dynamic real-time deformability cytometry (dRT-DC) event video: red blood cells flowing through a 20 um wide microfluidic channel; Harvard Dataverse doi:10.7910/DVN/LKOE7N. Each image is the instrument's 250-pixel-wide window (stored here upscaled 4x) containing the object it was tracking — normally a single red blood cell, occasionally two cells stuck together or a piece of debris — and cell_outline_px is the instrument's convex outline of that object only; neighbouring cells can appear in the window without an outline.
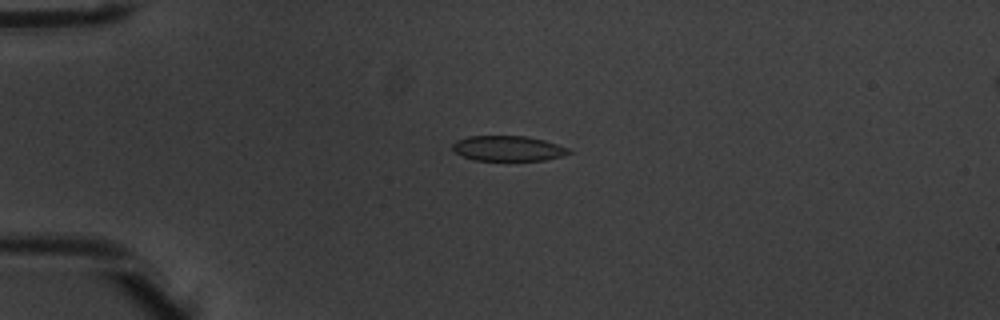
{"species": "common noctule bat (a hibernating species)", "species_latin": "Nyctalus noctula", "temperature_condition": "warm", "stored_images_in_passage": 6, "camera_frame_rate_fps": 3000, "um_per_image_px": 0.085, "animal": {"sex": "male", "body_mass_g": 20.1, "forearm_length_mm": 53.5}, "frame": {"image": 1, "passage_image": 3, "time_ms": 0.667, "image_size_px": [1000, 320], "cell_outline_px": [[572, 152], [564, 156], [544, 160], [476, 160], [464, 156], [456, 152], [452, 148], [452, 144], [456, 140], [468, 136], [524, 136], [544, 140], [568, 148]], "centroid_in_image_um": [43.19, 12.61], "position_along_channel_um": 41.8, "area_um2": 16.94}}